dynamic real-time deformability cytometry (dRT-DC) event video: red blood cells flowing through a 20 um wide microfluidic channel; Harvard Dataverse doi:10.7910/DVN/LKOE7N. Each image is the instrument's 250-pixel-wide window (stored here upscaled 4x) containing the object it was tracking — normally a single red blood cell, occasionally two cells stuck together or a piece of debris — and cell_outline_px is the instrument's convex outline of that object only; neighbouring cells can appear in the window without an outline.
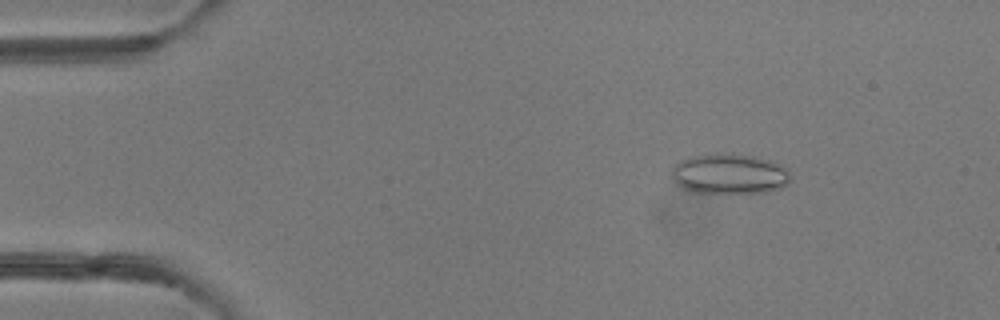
{"species": "common noctule bat (a hibernating species)", "species_latin": "Nyctalus noctula", "temperature_condition": "room temperature", "stored_images_in_passage": 17, "camera_frame_rate_fps": 3000, "um_per_image_px": 0.085, "animal": {"sex": "female"}, "frame": {"image": 1, "passage_image": 7, "time_ms": 2.0, "image_size_px": [1000, 320], "cell_outline_px": [[792, 176], [788, 184], [780, 188], [764, 192], [696, 192], [684, 188], [672, 176], [672, 168], [680, 160], [688, 156], [704, 152], [720, 152], [752, 156], [768, 160], [784, 168]], "centroid_in_image_um": [61.98, 14.74], "position_along_channel_um": 23.0, "area_um2": 27.74}}